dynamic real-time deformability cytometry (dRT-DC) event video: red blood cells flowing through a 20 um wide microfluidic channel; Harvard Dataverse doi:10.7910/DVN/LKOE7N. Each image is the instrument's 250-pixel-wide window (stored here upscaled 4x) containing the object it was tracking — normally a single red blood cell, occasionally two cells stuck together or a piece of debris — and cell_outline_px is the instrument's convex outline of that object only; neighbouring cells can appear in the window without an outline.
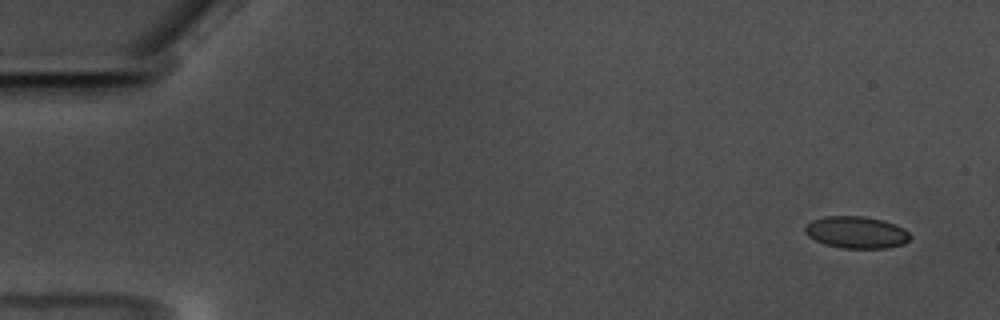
{"species": "common noctule bat (a hibernating species)", "species_latin": "Nyctalus noctula", "temperature_condition": "warm", "stored_images_in_passage": 56, "camera_frame_rate_fps": 3000, "um_per_image_px": 0.085, "animal": {"sex": "male", "body_mass_g": 17.5, "forearm_length_mm": 52.3}, "frame": {"image": 1, "passage_image": 1, "time_ms": 0.0, "image_size_px": [1000, 320], "cell_outline_px": [[912, 236], [904, 244], [888, 248], [840, 248], [824, 244], [808, 236], [804, 232], [804, 228], [812, 220], [824, 216], [864, 216], [884, 220], [904, 228]], "centroid_in_image_um": [72.8, 19.75], "position_along_channel_um": 12.2, "area_um2": 19.71}}
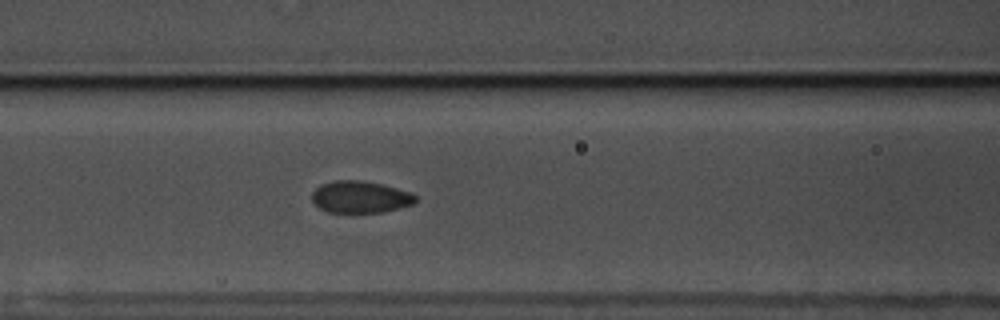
{"frame": {"image": 2, "passage_image": 23, "time_ms": 7.333, "image_size_px": [1000, 320], "cell_outline_px": [[416, 200], [412, 204], [384, 212], [328, 212], [320, 208], [312, 200], [312, 192], [320, 184], [336, 180], [360, 180], [380, 184], [396, 188], [408, 192], [416, 196]], "centroid_in_image_um": [30.59, 16.74], "position_along_channel_um": 136.0, "area_um2": 19.02}}
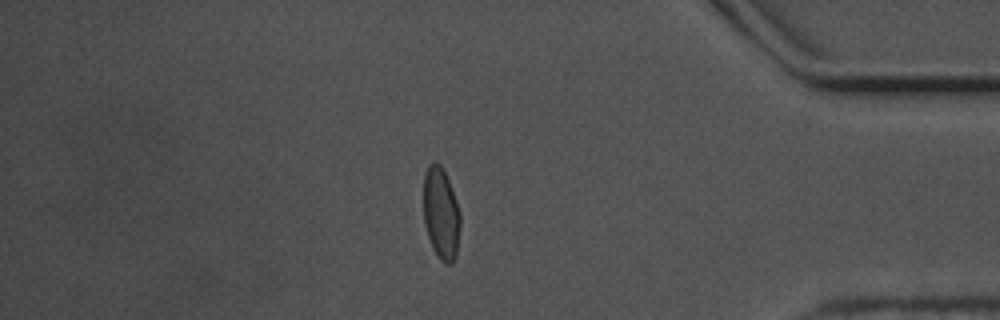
{"frame": {"image": 3, "passage_image": 48, "time_ms": 15.667, "image_size_px": [1000, 320], "cell_outline_px": [[460, 224], [456, 256], [452, 264], [444, 264], [440, 260], [432, 248], [424, 224], [424, 172], [428, 164], [432, 160], [436, 160], [440, 164], [448, 180], [456, 200], [460, 212]], "centroid_in_image_um": [37.48, 18.14], "position_along_channel_um": 397.7, "area_um2": 19.88}, "authors_computed_cell_mechanics": {"area_um2": 19.6809, "velocity_mm_per_s": 3.5139, "shape_relaxation_time_tau1_ms": 3.6625, "shape_relaxation_time_tau2_ms": null, "deformation_change_tau1": 0.1164, "deformation_change_tau2": null}}